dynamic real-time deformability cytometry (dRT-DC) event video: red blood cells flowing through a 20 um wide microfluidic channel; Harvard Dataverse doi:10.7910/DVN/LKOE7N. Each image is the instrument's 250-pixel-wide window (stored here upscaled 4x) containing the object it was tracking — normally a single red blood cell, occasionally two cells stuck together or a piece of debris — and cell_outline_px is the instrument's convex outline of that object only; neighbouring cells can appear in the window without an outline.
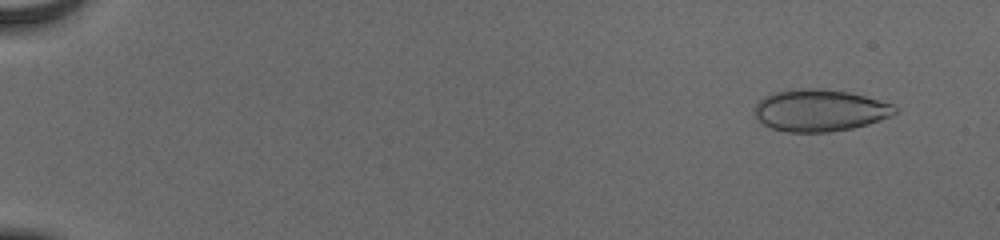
{"species": "human", "species_latin": "Homo sapiens", "temperature_condition": "cold", "stored_images_in_passage": 55, "camera_frame_rate_fps": 3000, "um_per_image_px": 0.085, "donor": {"sex": "male"}, "frame": {"image": 1, "passage_image": 5, "time_ms": 1.333, "image_size_px": [1000, 240], "cell_outline_px": [[896, 112], [892, 116], [868, 124], [852, 128], [828, 132], [784, 132], [772, 128], [764, 124], [756, 116], [756, 104], [764, 96], [772, 92], [800, 88], [812, 88], [848, 92], [864, 96], [892, 104], [896, 108]], "centroid_in_image_um": [69.68, 9.38], "position_along_channel_um": 15.3, "area_um2": 34.04}}
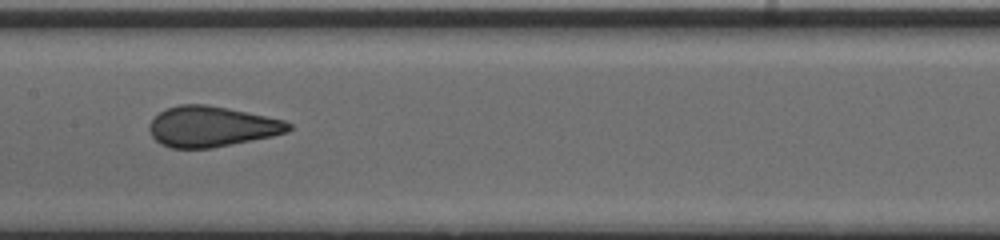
{"frame": {"image": 2, "passage_image": 31, "time_ms": 10.0, "image_size_px": [1000, 240], "cell_outline_px": [[292, 128], [288, 132], [272, 136], [212, 148], [172, 148], [160, 144], [152, 136], [148, 128], [148, 124], [160, 112], [168, 108], [180, 104], [204, 104], [228, 108], [284, 120], [292, 124]], "centroid_in_image_um": [17.99, 10.76], "position_along_channel_um": 189.4, "area_um2": 32.77}}
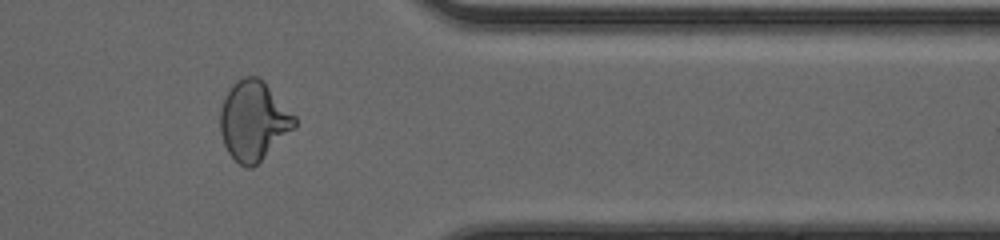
{"frame": {"image": 3, "passage_image": 47, "time_ms": 15.333, "image_size_px": [1000, 240], "cell_outline_px": [[296, 128], [252, 168], [244, 168], [228, 152], [224, 144], [220, 132], [220, 108], [228, 92], [236, 80], [244, 76], [256, 76], [264, 80], [296, 116]], "centroid_in_image_um": [21.57, 10.25], "position_along_channel_um": 389.8, "area_um2": 34.51}, "authors_computed_cell_mechanics": {"area_um2": 33.4084, "velocity_mm_per_s": 3.9184, "shape_relaxation_time_tau1_ms": null, "shape_relaxation_time_tau2_ms": 0.7166, "deformation_change_tau1": null, "deformation_change_tau2": 0.0654}}